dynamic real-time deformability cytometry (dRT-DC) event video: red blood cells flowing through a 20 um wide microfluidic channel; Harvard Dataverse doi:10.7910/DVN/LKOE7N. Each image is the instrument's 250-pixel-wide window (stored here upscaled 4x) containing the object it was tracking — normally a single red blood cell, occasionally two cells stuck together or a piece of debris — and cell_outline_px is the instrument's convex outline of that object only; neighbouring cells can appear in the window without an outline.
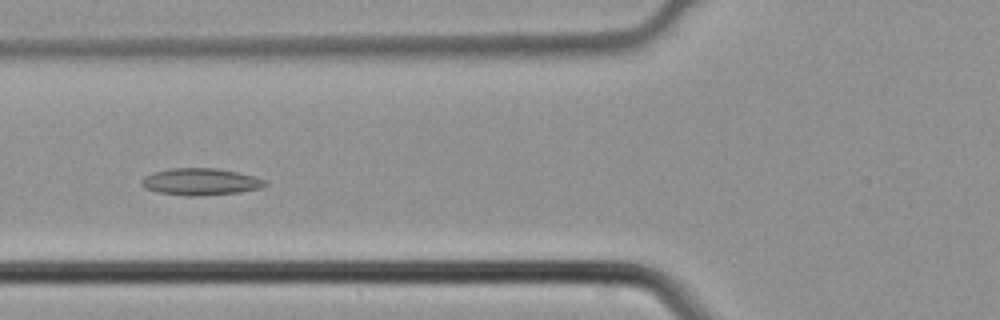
{"species": "common noctule bat (a hibernating species)", "species_latin": "Nyctalus noctula", "temperature_condition": "cold", "stored_images_in_passage": 5, "camera_frame_rate_fps": 3000, "um_per_image_px": 0.085, "animal": {"sex": "male", "body_mass_g": 21.5, "forearm_length_mm": 52.0}, "frame": {"image": 1, "passage_image": 5, "time_ms": 1.333, "image_size_px": [1000, 320], "cell_outline_px": [[268, 184], [260, 188], [240, 192], [192, 196], [184, 196], [156, 192], [144, 188], [140, 184], [140, 180], [144, 176], [152, 172], [168, 168], [216, 168], [256, 176], [268, 180]], "centroid_in_image_um": [17.02, 15.44], "position_along_channel_um": 108.8, "area_um2": 19.65}}